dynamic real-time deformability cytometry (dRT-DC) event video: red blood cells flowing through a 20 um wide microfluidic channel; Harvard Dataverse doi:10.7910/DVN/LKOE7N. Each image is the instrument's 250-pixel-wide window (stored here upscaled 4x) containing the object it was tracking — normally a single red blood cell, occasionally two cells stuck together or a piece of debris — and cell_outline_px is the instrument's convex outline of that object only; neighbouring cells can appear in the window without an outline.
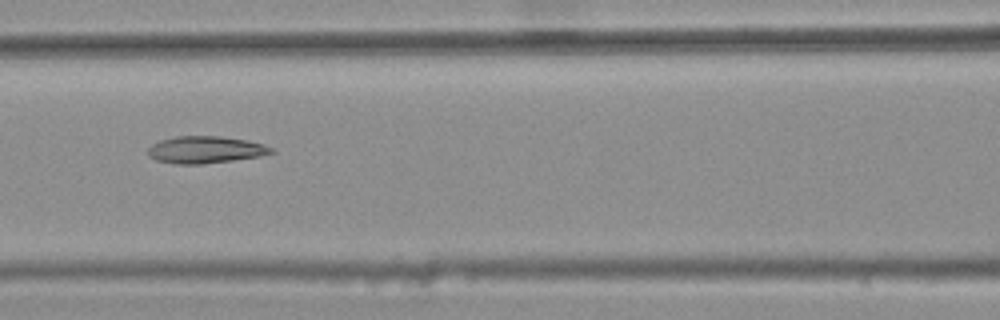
{"species": "common noctule bat (a hibernating species)", "species_latin": "Nyctalus noctula", "temperature_condition": "warm", "stored_images_in_passage": 5, "camera_frame_rate_fps": 3000, "um_per_image_px": 0.085, "animal": {"sex": "female", "body_mass_g": 25.1}, "frame": {"image": 1, "passage_image": 3, "time_ms": 0.667, "image_size_px": [1000, 320], "cell_outline_px": [[276, 152], [260, 156], [232, 160], [200, 164], [176, 164], [156, 160], [148, 156], [148, 148], [152, 144], [160, 140], [176, 136], [220, 136], [248, 140], [264, 144], [276, 148]], "centroid_in_image_um": [17.49, 12.72], "position_along_channel_um": 149.1, "area_um2": 19.59}}
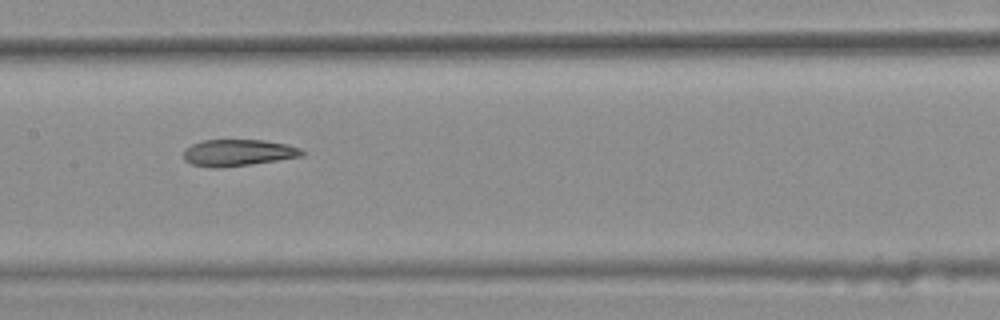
{"frame": {"image": 2, "passage_image": 4, "time_ms": 1.0, "image_size_px": [1000, 320], "cell_outline_px": [[304, 156], [252, 164], [220, 168], [212, 168], [192, 164], [184, 160], [184, 152], [192, 144], [204, 140], [264, 140], [288, 144], [300, 148], [304, 152]], "centroid_in_image_um": [20.27, 12.98], "position_along_channel_um": 187.1, "area_um2": 18.38}}
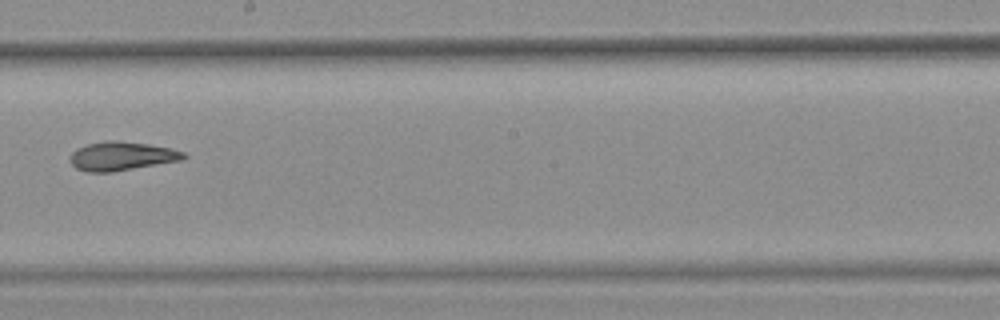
{"frame": {"image": 3, "passage_image": 5, "time_ms": 1.333, "image_size_px": [1000, 320], "cell_outline_px": [[188, 156], [184, 160], [112, 172], [88, 172], [76, 168], [68, 160], [72, 152], [88, 144], [108, 140], [116, 140], [148, 144], [172, 148], [184, 152]], "centroid_in_image_um": [10.38, 13.27], "position_along_channel_um": 237.8, "area_um2": 19.13}}